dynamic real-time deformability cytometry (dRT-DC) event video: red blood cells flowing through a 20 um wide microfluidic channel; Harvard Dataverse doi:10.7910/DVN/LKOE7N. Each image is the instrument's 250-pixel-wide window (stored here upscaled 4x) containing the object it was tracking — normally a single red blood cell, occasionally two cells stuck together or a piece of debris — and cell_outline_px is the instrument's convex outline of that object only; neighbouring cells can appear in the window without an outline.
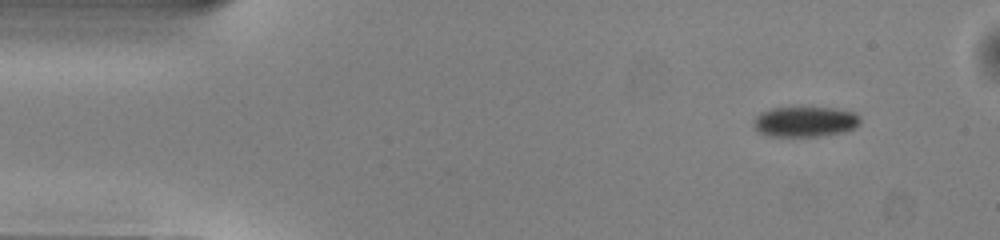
{"species": "common noctule bat (a hibernating species)", "species_latin": "Nyctalus noctula", "temperature_condition": "warm", "stored_images_in_passage": 47, "camera_frame_rate_fps": 3000, "um_per_image_px": 0.085, "animal": {"sex": "male", "body_mass_g": 13.0, "forearm_length_mm": 53.1}, "frame": {"image": 1, "passage_image": 1, "time_ms": 0.0, "image_size_px": [1000, 240], "cell_outline_px": [[860, 124], [856, 128], [844, 132], [820, 136], [768, 136], [760, 132], [756, 128], [756, 116], [760, 112], [772, 108], [836, 108], [852, 112], [860, 116]], "centroid_in_image_um": [68.49, 10.35], "position_along_channel_um": 16.5, "area_um2": 18.67}}
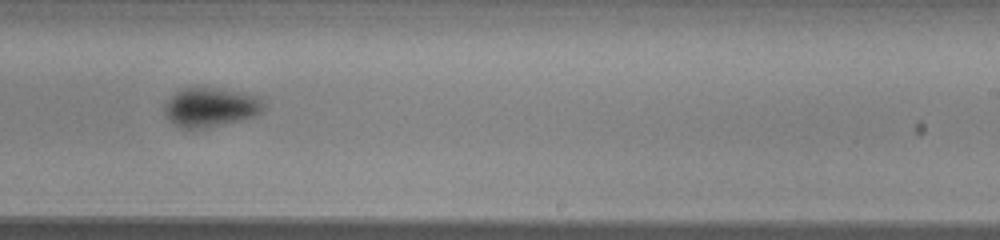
{"frame": {"image": 2, "passage_image": 27, "time_ms": 8.667, "image_size_px": [1000, 240], "cell_outline_px": [[264, 108], [256, 116], [244, 120], [204, 128], [180, 128], [172, 124], [164, 116], [164, 104], [176, 92], [192, 84], [216, 88], [256, 96], [264, 100]], "centroid_in_image_um": [17.85, 9.11], "position_along_channel_um": 271.1, "area_um2": 23.12}}
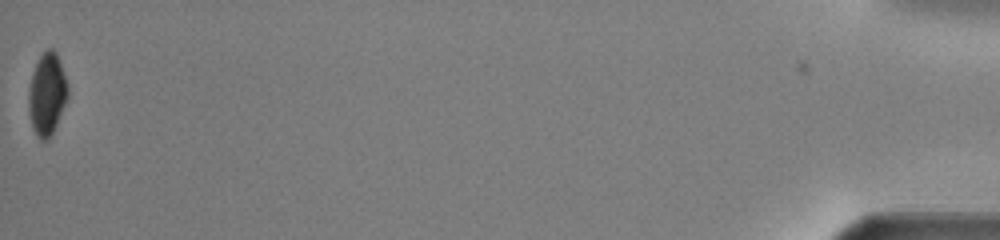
{"frame": {"image": 3, "passage_image": 47, "time_ms": 15.333, "image_size_px": [1000, 240], "cell_outline_px": [[68, 96], [56, 124], [48, 140], [40, 140], [36, 136], [32, 128], [28, 108], [28, 92], [32, 72], [40, 56], [48, 48], [52, 48], [56, 52], [68, 88]], "centroid_in_image_um": [3.96, 8.02], "position_along_channel_um": 431.2, "area_um2": 18.5}, "authors_computed_cell_mechanics": {"area_um2": 21.097, "velocity_mm_per_s": 4.0132, "shape_relaxation_time_tau1_ms": 5.0486, "shape_relaxation_time_tau2_ms": null, "deformation_change_tau1": 0.0728, "deformation_change_tau2": null}}